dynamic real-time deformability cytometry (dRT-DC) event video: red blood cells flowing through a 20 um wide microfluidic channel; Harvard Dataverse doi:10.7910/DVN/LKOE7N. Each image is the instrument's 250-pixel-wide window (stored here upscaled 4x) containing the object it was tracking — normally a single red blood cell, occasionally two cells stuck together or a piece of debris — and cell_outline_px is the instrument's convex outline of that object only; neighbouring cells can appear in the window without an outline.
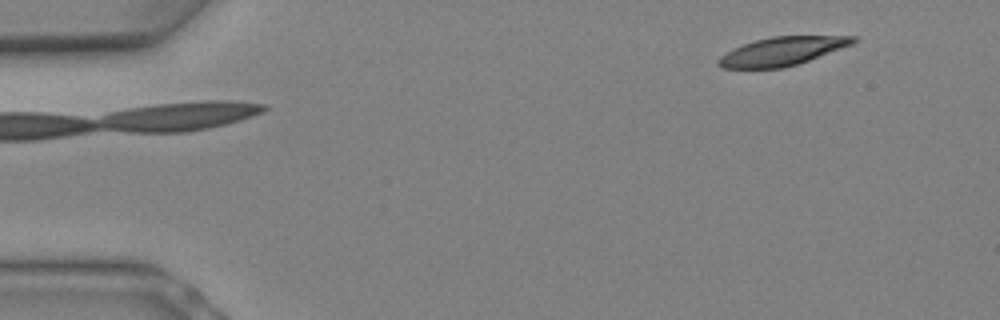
{"species": "Egyptian fruit bat (a non-hibernating species)", "species_latin": "Rousettus aegyptiacus", "temperature_condition": "warm", "stored_images_in_passage": 2, "camera_frame_rate_fps": 3000, "um_per_image_px": 0.085, "animal": {"sex": "female"}, "frame": {"image": 1, "passage_image": 2, "time_ms": 0.333, "image_size_px": [1000, 320], "cell_outline_px": [[856, 40], [852, 44], [808, 60], [784, 68], [720, 68], [716, 64], [716, 60], [720, 56], [744, 44], [756, 40], [772, 36], [856, 36]], "centroid_in_image_um": [66.44, 4.36], "position_along_channel_um": 18.6, "area_um2": 21.96}}